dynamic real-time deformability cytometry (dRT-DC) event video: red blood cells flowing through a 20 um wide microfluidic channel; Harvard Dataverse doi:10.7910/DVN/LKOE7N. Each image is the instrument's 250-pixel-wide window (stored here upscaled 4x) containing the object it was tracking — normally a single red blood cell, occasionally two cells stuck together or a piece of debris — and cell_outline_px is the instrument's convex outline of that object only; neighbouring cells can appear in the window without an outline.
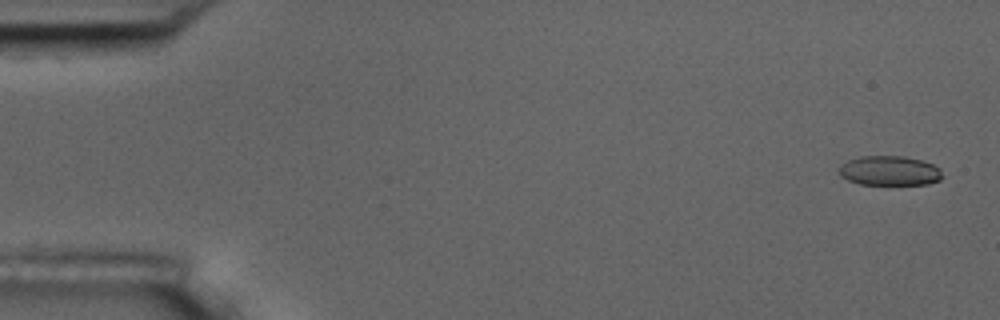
{"species": "common noctule bat (a hibernating species)", "species_latin": "Nyctalus noctula", "temperature_condition": "room temperature", "stored_images_in_passage": 53, "camera_frame_rate_fps": 3000, "um_per_image_px": 0.085, "animal": {"sex": "male", "body_mass_g": 17.5, "forearm_length_mm": 52.3}, "frame": {"image": 1, "passage_image": 1, "time_ms": 0.0, "image_size_px": [1000, 320], "cell_outline_px": [[940, 180], [928, 184], [860, 184], [848, 180], [840, 176], [836, 168], [840, 164], [848, 160], [860, 156], [904, 156], [920, 160], [932, 164], [940, 168]], "centroid_in_image_um": [75.54, 14.5], "position_along_channel_um": 9.5, "area_um2": 17.86}}
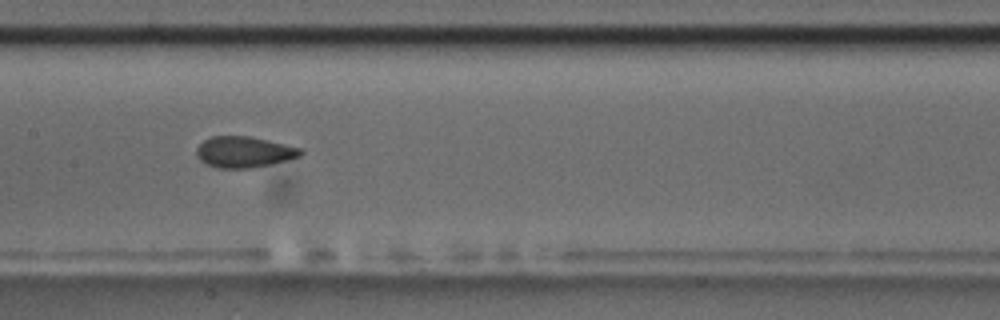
{"frame": {"image": 2, "passage_image": 26, "time_ms": 8.333, "image_size_px": [1000, 320], "cell_outline_px": [[304, 152], [300, 156], [288, 160], [252, 168], [216, 168], [204, 164], [196, 156], [196, 148], [204, 140], [212, 136], [248, 136], [268, 140], [304, 148]], "centroid_in_image_um": [20.75, 12.92], "position_along_channel_um": 186.6, "area_um2": 19.07}}
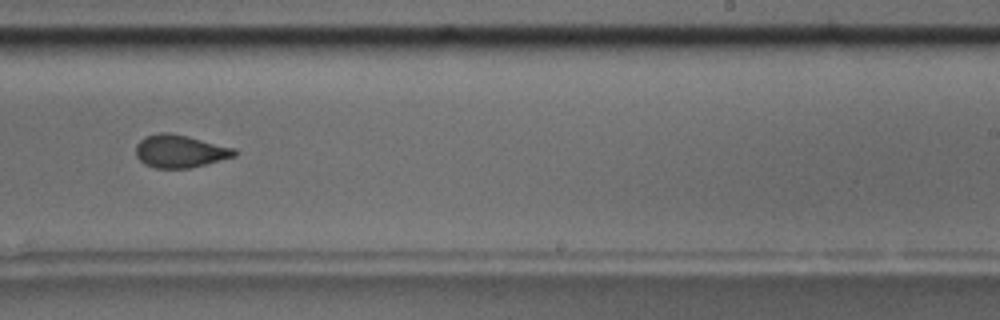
{"frame": {"image": 3, "passage_image": 33, "time_ms": 10.667, "image_size_px": [1000, 320], "cell_outline_px": [[236, 156], [188, 168], [156, 168], [144, 164], [136, 156], [136, 144], [144, 136], [156, 132], [172, 132], [236, 148]], "centroid_in_image_um": [15.27, 12.83], "position_along_channel_um": 273.7, "area_um2": 18.96}, "authors_computed_cell_mechanics": {"area_um2": 19.2474, "velocity_mm_per_s": 3.7421, "shape_relaxation_time_tau1_ms": 7.0372, "shape_relaxation_time_tau2_ms": 1.6577, "deformation_change_tau1": 0.1559, "deformation_change_tau2": 0.0713}}